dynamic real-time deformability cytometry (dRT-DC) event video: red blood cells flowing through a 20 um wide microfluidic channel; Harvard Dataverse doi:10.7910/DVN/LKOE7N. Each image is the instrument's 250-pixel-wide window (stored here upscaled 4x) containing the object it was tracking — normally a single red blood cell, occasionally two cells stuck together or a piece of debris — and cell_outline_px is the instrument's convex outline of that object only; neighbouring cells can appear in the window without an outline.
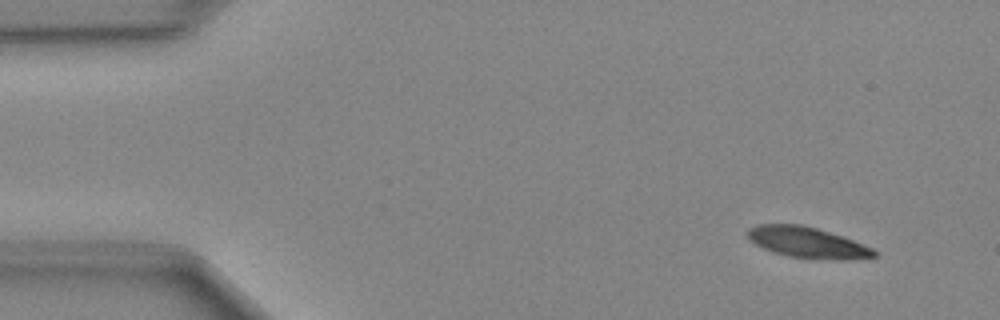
{"species": "Egyptian fruit bat (a non-hibernating species)", "species_latin": "Rousettus aegyptiacus", "temperature_condition": "cold", "stored_images_in_passage": 49, "camera_frame_rate_fps": 3000, "um_per_image_px": 0.085, "animal": {"sex": "female"}, "frame": {"image": 1, "passage_image": 3, "time_ms": 0.667, "image_size_px": [1000, 320], "cell_outline_px": [[876, 256], [844, 260], [836, 260], [788, 256], [772, 252], [756, 244], [748, 236], [748, 228], [756, 224], [800, 224], [816, 228], [844, 236], [872, 248], [876, 252]], "centroid_in_image_um": [68.63, 20.6], "position_along_channel_um": 16.4, "area_um2": 22.54}}
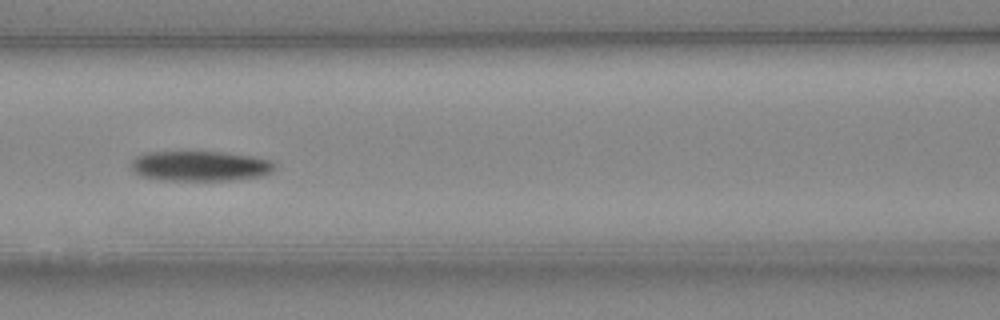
{"frame": {"image": 2, "passage_image": 20, "time_ms": 6.333, "image_size_px": [1000, 320], "cell_outline_px": [[272, 168], [268, 172], [260, 176], [232, 180], [164, 180], [140, 176], [128, 168], [128, 164], [136, 156], [148, 152], [220, 152], [252, 156], [272, 160]], "centroid_in_image_um": [16.9, 14.11], "position_along_channel_um": 149.7, "area_um2": 25.09}}
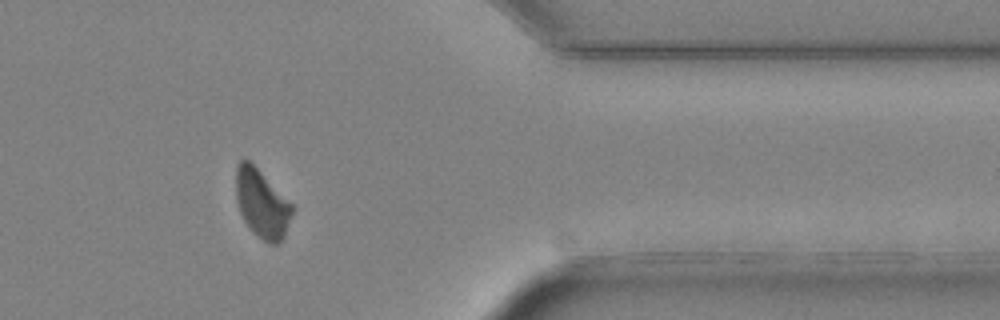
{"frame": {"image": 3, "passage_image": 39, "time_ms": 12.667, "image_size_px": [1000, 320], "cell_outline_px": [[292, 212], [284, 236], [276, 244], [268, 244], [252, 232], [248, 228], [240, 212], [236, 200], [236, 164], [240, 160], [248, 160], [292, 204]], "centroid_in_image_um": [22.22, 17.33], "position_along_channel_um": 389.2, "area_um2": 21.96}}